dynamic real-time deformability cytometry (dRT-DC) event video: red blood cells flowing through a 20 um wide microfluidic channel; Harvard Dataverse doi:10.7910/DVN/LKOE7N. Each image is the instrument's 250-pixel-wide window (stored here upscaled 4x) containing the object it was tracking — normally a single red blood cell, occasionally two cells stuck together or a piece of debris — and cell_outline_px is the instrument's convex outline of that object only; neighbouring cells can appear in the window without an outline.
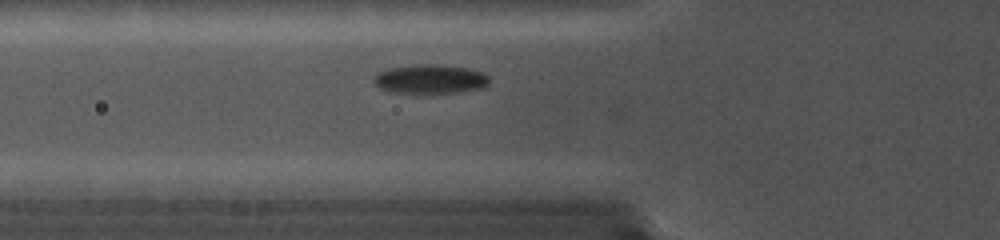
{"species": "common noctule bat (a hibernating species)", "species_latin": "Nyctalus noctula", "temperature_condition": "cold", "stored_images_in_passage": 49, "camera_frame_rate_fps": 5000, "um_per_image_px": 0.085, "animal": {"sex": "female", "body_mass_g": 19.0, "forearm_length_mm": 56.7}, "frame": {"image": 1, "passage_image": 8, "time_ms": 1.4, "image_size_px": [1000, 240], "cell_outline_px": [[488, 84], [484, 88], [456, 92], [396, 92], [380, 88], [372, 80], [372, 76], [376, 72], [388, 68], [420, 64], [444, 64], [464, 68], [480, 72], [488, 76]], "centroid_in_image_um": [36.53, 6.7], "position_along_channel_um": 89.3, "area_um2": 19.36}}
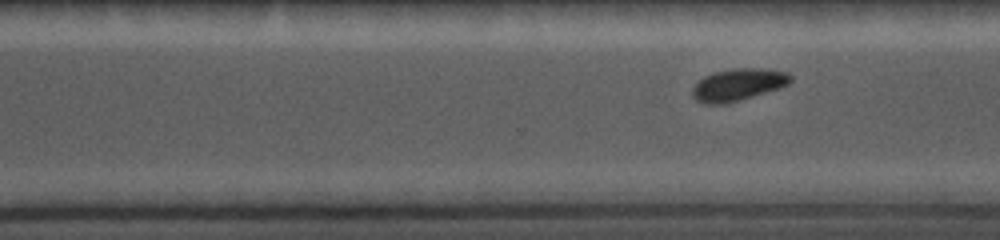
{"frame": {"image": 2, "passage_image": 33, "time_ms": 6.4, "image_size_px": [1000, 240], "cell_outline_px": [[792, 80], [788, 84], [780, 88], [740, 100], [724, 104], [704, 104], [696, 100], [692, 96], [692, 88], [704, 76], [716, 72], [736, 68], [760, 68], [788, 72], [792, 76]], "centroid_in_image_um": [62.75, 7.2], "position_along_channel_um": 307.9, "area_um2": 18.32}}
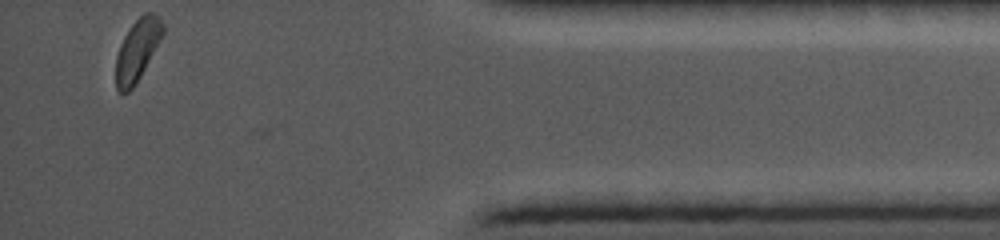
{"frame": {"image": 3, "passage_image": 48, "time_ms": 9.4, "image_size_px": [1000, 240], "cell_outline_px": [[164, 32], [160, 40], [140, 76], [132, 88], [128, 92], [120, 92], [116, 88], [116, 56], [120, 44], [128, 28], [144, 12], [152, 12], [164, 24]], "centroid_in_image_um": [11.66, 4.23], "position_along_channel_um": 423.5, "area_um2": 16.59}}